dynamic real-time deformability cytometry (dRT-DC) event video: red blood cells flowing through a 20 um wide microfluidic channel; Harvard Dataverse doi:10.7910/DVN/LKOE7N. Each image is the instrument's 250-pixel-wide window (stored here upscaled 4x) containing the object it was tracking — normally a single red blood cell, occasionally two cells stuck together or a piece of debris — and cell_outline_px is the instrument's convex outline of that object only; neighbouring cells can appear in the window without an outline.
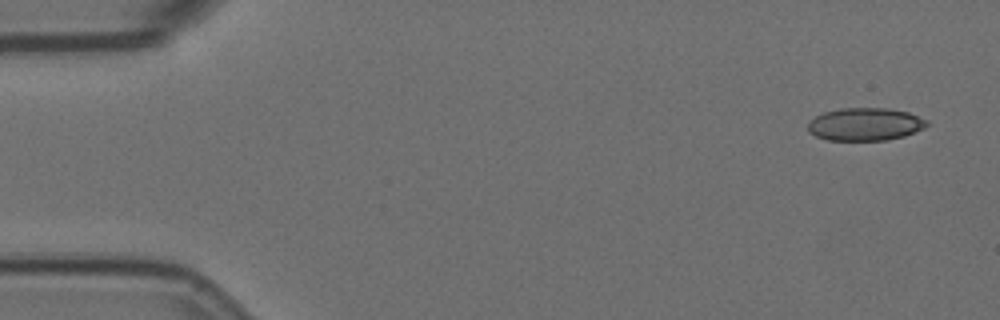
{"species": "Egyptian fruit bat (a non-hibernating species)", "species_latin": "Rousettus aegyptiacus", "temperature_condition": "room temperature", "stored_images_in_passage": 6, "camera_frame_rate_fps": 3000, "um_per_image_px": 0.085, "animal": {"sex": "female"}, "frame": {"image": 1, "passage_image": 1, "time_ms": 0.0, "image_size_px": [1000, 320], "cell_outline_px": [[928, 124], [924, 128], [904, 136], [888, 140], [828, 140], [816, 136], [808, 132], [808, 120], [824, 112], [840, 108], [888, 108], [908, 112], [928, 120]], "centroid_in_image_um": [73.52, 10.56], "position_along_channel_um": 11.5, "area_um2": 22.83}}
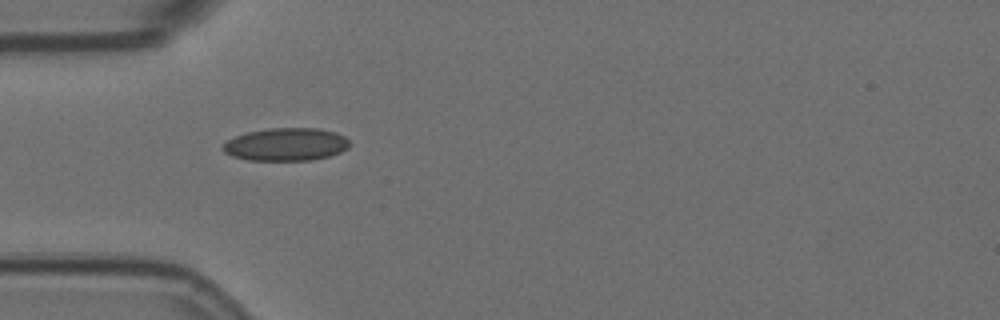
{"frame": {"image": 2, "passage_image": 5, "time_ms": 1.333, "image_size_px": [1000, 320], "cell_outline_px": [[348, 148], [340, 152], [328, 156], [312, 160], [248, 160], [232, 156], [224, 152], [220, 148], [228, 140], [236, 136], [248, 132], [268, 128], [320, 128], [336, 132], [344, 136], [348, 140]], "centroid_in_image_um": [24.3, 12.27], "position_along_channel_um": 60.7, "area_um2": 24.22}}
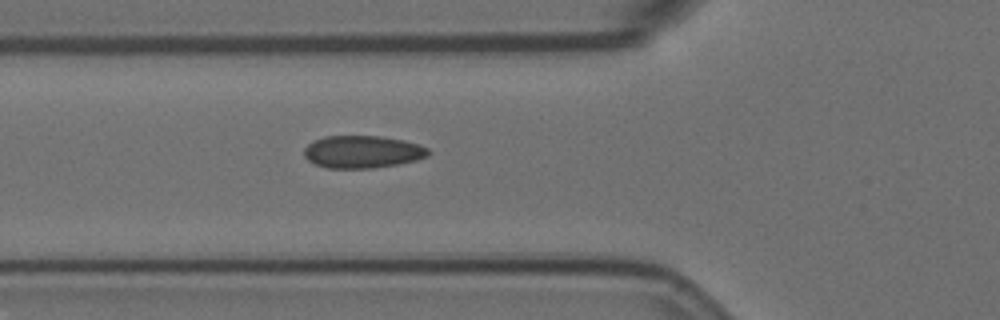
{"frame": {"image": 3, "passage_image": 6, "time_ms": 1.667, "image_size_px": [1000, 320], "cell_outline_px": [[432, 152], [428, 156], [416, 160], [396, 164], [372, 168], [324, 168], [308, 160], [304, 156], [304, 148], [312, 140], [324, 136], [380, 136], [404, 140], [428, 148]], "centroid_in_image_um": [30.79, 12.9], "position_along_channel_um": 95.0, "area_um2": 23.58}}